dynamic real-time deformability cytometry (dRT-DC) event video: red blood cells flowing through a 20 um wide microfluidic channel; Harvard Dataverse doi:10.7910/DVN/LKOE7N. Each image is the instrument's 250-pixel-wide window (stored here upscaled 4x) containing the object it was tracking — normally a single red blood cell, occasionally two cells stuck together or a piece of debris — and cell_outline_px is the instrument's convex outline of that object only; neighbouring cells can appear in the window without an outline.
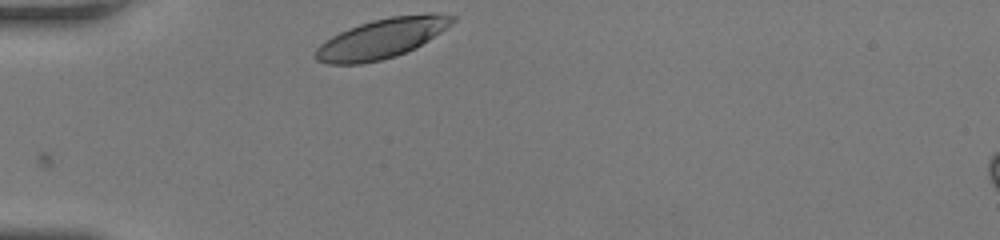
{"species": "human", "species_latin": "Homo sapiens", "temperature_condition": "room temperature", "stored_images_in_passage": 28, "camera_frame_rate_fps": 3000, "um_per_image_px": 0.085, "donor": {"sex": "female"}, "frame": {"image": 1, "passage_image": 1, "time_ms": 0.0, "image_size_px": [1000, 240], "cell_outline_px": [[456, 20], [452, 24], [416, 48], [396, 56], [380, 60], [360, 64], [328, 64], [316, 60], [312, 56], [316, 48], [324, 40], [348, 28], [372, 20], [392, 16], [428, 12], [432, 12], [456, 16]], "centroid_in_image_um": [32.44, 3.26], "position_along_channel_um": 52.6, "area_um2": 31.91}}
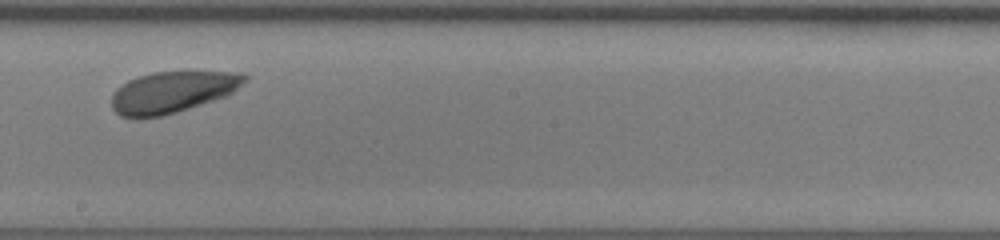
{"frame": {"image": 2, "passage_image": 16, "time_ms": 5.0, "image_size_px": [1000, 240], "cell_outline_px": [[248, 80], [232, 92], [224, 96], [176, 112], [160, 116], [120, 116], [112, 108], [112, 92], [116, 88], [128, 80], [152, 72], [244, 72], [248, 76]], "centroid_in_image_um": [14.66, 7.8], "position_along_channel_um": 233.5, "area_um2": 31.56}}
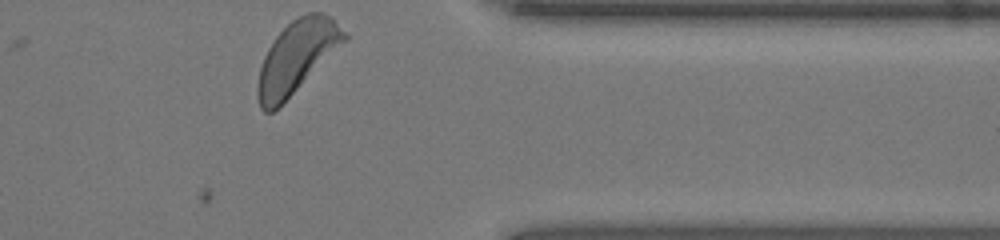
{"frame": {"image": 3, "passage_image": 28, "time_ms": 9.0, "image_size_px": [1000, 240], "cell_outline_px": [[348, 40], [272, 112], [264, 112], [260, 108], [256, 96], [256, 88], [260, 68], [264, 56], [268, 48], [276, 36], [292, 20], [308, 12], [324, 12], [348, 36]], "centroid_in_image_um": [25.2, 4.84], "position_along_channel_um": 386.2, "area_um2": 35.72}}